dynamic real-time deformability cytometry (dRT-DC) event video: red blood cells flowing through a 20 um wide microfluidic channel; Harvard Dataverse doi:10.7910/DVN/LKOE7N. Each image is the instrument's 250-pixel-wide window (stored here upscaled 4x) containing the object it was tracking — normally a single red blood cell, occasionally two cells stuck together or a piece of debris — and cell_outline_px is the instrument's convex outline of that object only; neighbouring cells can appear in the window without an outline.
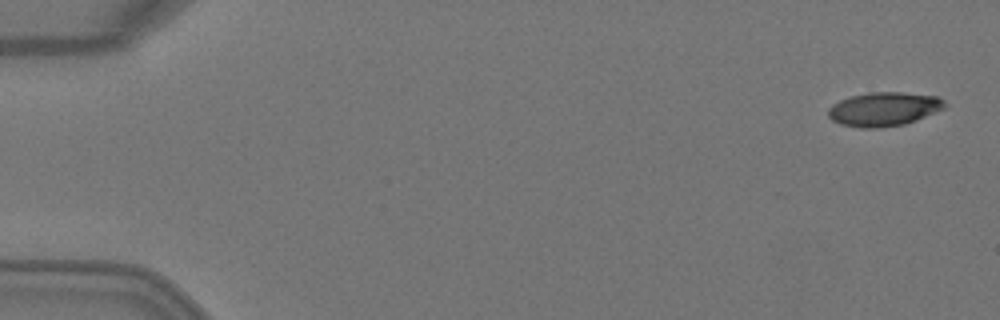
{"species": "Egyptian fruit bat (a non-hibernating species)", "species_latin": "Rousettus aegyptiacus", "temperature_condition": "warm", "stored_images_in_passage": 5, "camera_frame_rate_fps": 3000, "um_per_image_px": 0.085, "animal": {"sex": "female"}, "frame": {"image": 1, "passage_image": 1, "time_ms": 0.0, "image_size_px": [1000, 320], "cell_outline_px": [[948, 104], [944, 108], [916, 120], [904, 124], [880, 128], [860, 128], [840, 124], [832, 120], [828, 116], [828, 108], [832, 104], [840, 100], [852, 96], [868, 92], [900, 92], [936, 96], [944, 100]], "centroid_in_image_um": [75.11, 9.27], "position_along_channel_um": 9.9, "area_um2": 23.06}}